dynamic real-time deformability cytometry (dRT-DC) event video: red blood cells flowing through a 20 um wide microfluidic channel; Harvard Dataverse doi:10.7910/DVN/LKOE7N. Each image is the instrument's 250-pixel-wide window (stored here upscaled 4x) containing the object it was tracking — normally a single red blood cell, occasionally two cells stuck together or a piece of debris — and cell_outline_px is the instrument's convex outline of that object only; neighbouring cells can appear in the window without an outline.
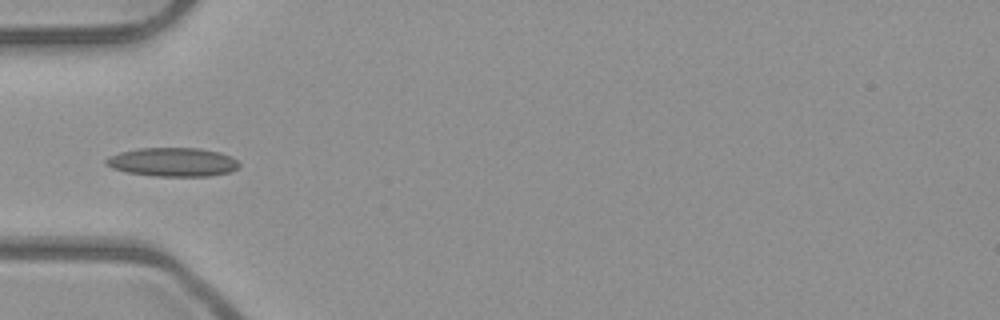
{"species": "common noctule bat (a hibernating species)", "species_latin": "Nyctalus noctula", "temperature_condition": "room temperature", "stored_images_in_passage": 7, "camera_frame_rate_fps": 3000, "um_per_image_px": 0.085, "animal": {"sex": "male", "body_mass_g": 23.1, "forearm_length_mm": 52.7}, "frame": {"image": 1, "passage_image": 1, "time_ms": 0.0, "image_size_px": [1000, 320], "cell_outline_px": [[240, 164], [232, 172], [208, 176], [156, 176], [124, 172], [112, 168], [104, 164], [104, 160], [108, 156], [120, 152], [140, 148], [200, 148], [220, 152], [232, 156]], "centroid_in_image_um": [14.67, 13.77], "position_along_channel_um": 70.3, "area_um2": 22.54}}